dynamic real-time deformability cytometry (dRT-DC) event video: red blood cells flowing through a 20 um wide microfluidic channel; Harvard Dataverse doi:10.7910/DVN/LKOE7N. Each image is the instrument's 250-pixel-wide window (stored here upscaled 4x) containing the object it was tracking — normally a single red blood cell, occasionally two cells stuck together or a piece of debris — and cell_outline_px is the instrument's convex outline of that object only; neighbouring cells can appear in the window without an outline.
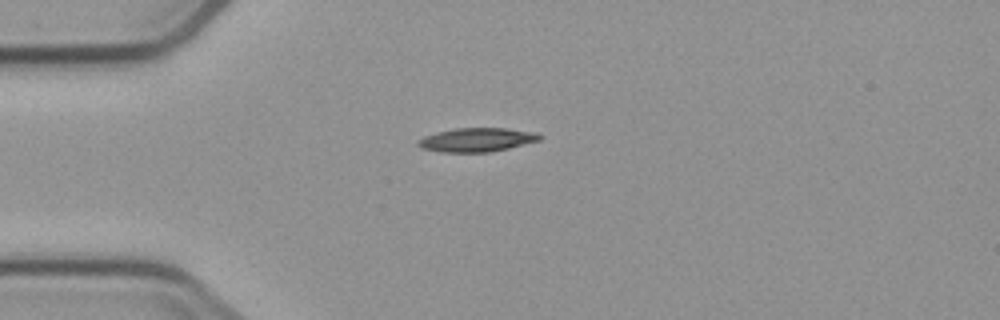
{"species": "common noctule bat (a hibernating species)", "species_latin": "Nyctalus noctula", "temperature_condition": "cold", "stored_images_in_passage": 3, "camera_frame_rate_fps": 3000, "um_per_image_px": 0.085, "animal": {"sex": "male", "body_mass_g": 23.1, "forearm_length_mm": 52.7}, "frame": {"image": 1, "passage_image": 1, "time_ms": 0.0, "image_size_px": [1000, 320], "cell_outline_px": [[544, 136], [540, 140], [508, 148], [488, 152], [440, 152], [420, 148], [416, 144], [416, 140], [424, 136], [436, 132], [456, 128], [504, 128], [536, 132]], "centroid_in_image_um": [40.49, 11.88], "position_along_channel_um": 44.5, "area_um2": 16.99}}
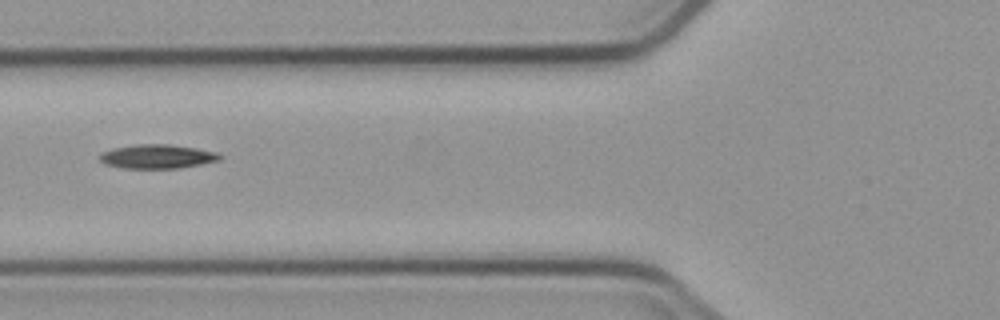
{"frame": {"image": 2, "passage_image": 3, "time_ms": 2.333, "image_size_px": [1000, 320], "cell_outline_px": [[220, 160], [180, 168], [124, 168], [104, 164], [100, 160], [100, 156], [104, 152], [116, 148], [136, 144], [168, 144], [196, 148], [216, 152], [220, 156]], "centroid_in_image_um": [13.37, 13.3], "position_along_channel_um": 112.4, "area_um2": 16.53}}